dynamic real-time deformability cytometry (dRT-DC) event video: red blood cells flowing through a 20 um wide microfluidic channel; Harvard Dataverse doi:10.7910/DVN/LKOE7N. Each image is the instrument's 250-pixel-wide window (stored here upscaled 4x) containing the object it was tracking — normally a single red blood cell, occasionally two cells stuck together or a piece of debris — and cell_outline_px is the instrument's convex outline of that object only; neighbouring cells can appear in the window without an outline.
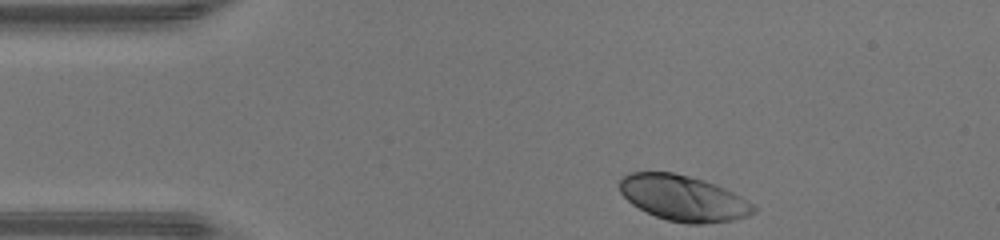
{"species": "human", "species_latin": "Homo sapiens", "temperature_condition": "warm", "stored_images_in_passage": 32, "camera_frame_rate_fps": 3000, "um_per_image_px": 0.085, "donor": {"sex": "male"}, "frame": {"image": 1, "passage_image": 1, "time_ms": 0.0, "image_size_px": [1000, 240], "cell_outline_px": [[756, 212], [748, 216], [732, 220], [704, 224], [688, 224], [668, 220], [656, 216], [632, 204], [620, 192], [620, 176], [628, 172], [672, 172], [704, 180], [716, 184], [748, 200], [756, 208]], "centroid_in_image_um": [58.08, 16.83], "position_along_channel_um": 26.9, "area_um2": 35.55}}
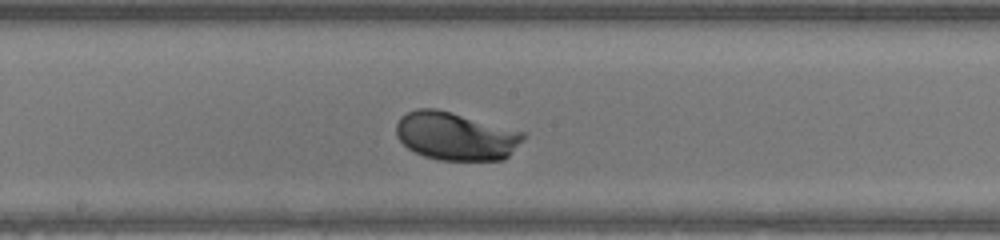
{"frame": {"image": 2, "passage_image": 18, "time_ms": 5.667, "image_size_px": [1000, 240], "cell_outline_px": [[528, 136], [504, 160], [440, 160], [424, 156], [408, 148], [396, 136], [396, 124], [400, 116], [416, 108], [436, 108], [452, 112], [524, 132]], "centroid_in_image_um": [38.74, 11.57], "position_along_channel_um": 209.5, "area_um2": 35.72}}
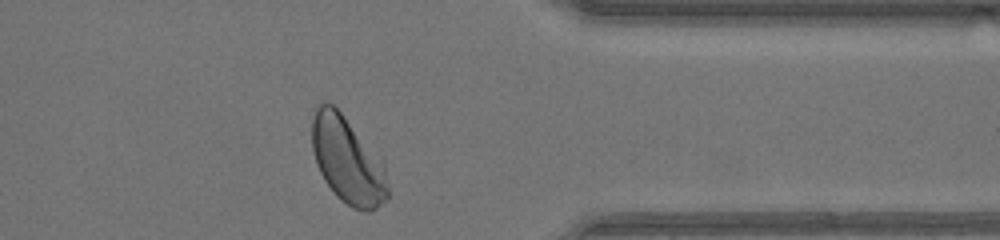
{"frame": {"image": 3, "passage_image": 31, "time_ms": 10.0, "image_size_px": [1000, 240], "cell_outline_px": [[388, 196], [376, 208], [368, 212], [364, 212], [352, 208], [336, 196], [324, 180], [316, 164], [312, 148], [312, 116], [316, 104], [324, 100], [332, 104], [340, 112], [384, 160], [388, 188]], "centroid_in_image_um": [29.53, 13.61], "position_along_channel_um": 381.9, "area_um2": 38.61}, "authors_computed_cell_mechanics": {"area_um2": 35.3736, "velocity_mm_per_s": 4.2951, "shape_relaxation_time_tau1_ms": 1.2677, "shape_relaxation_time_tau2_ms": null, "deformation_change_tau1": 0.1134, "deformation_change_tau2": null}}